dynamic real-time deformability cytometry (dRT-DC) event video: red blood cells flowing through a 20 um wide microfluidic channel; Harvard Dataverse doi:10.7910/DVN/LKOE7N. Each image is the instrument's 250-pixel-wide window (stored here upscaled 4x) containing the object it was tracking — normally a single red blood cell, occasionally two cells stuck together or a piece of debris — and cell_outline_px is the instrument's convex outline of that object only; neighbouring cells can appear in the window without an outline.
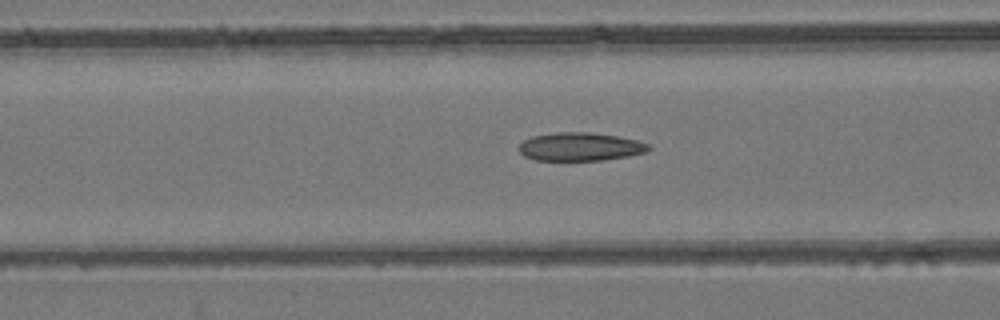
{"species": "common noctule bat (a hibernating species)", "species_latin": "Nyctalus noctula", "temperature_condition": "room temperature", "stored_images_in_passage": 42, "camera_frame_rate_fps": 3000, "um_per_image_px": 0.085, "animal": {"sex": "female", "body_mass_g": 24.6, "forearm_length_mm": 56.2}, "frame": {"image": 1, "passage_image": 13, "time_ms": 4.0, "image_size_px": [1000, 320], "cell_outline_px": [[652, 148], [648, 152], [628, 156], [604, 160], [536, 160], [524, 156], [516, 148], [524, 140], [532, 136], [556, 132], [588, 132], [616, 136], [636, 140], [648, 144]], "centroid_in_image_um": [49.31, 12.47], "position_along_channel_um": 117.3, "area_um2": 21.44}}
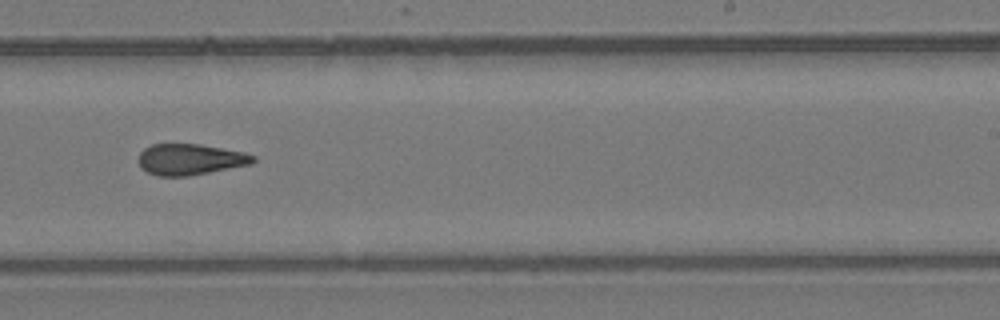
{"frame": {"image": 2, "passage_image": 25, "time_ms": 8.0, "image_size_px": [1000, 320], "cell_outline_px": [[256, 160], [252, 164], [188, 176], [156, 176], [140, 168], [140, 152], [144, 148], [152, 144], [200, 144], [244, 152], [256, 156]], "centroid_in_image_um": [16.18, 13.55], "position_along_channel_um": 272.8, "area_um2": 20.75}}
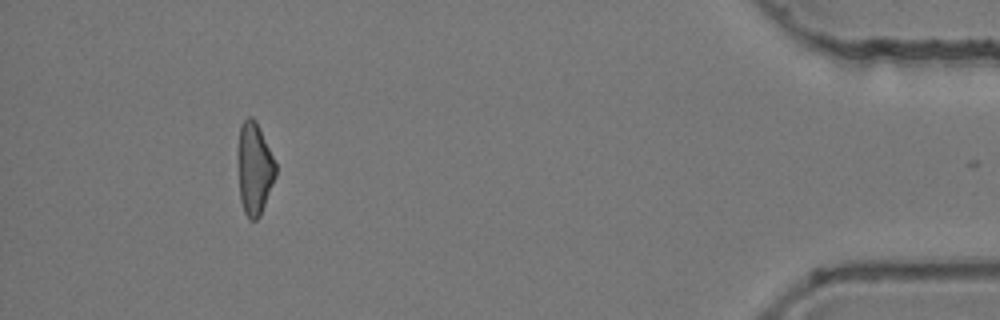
{"frame": {"image": 3, "passage_image": 41, "time_ms": 13.333, "image_size_px": [1000, 320], "cell_outline_px": [[276, 176], [260, 216], [256, 220], [248, 220], [244, 212], [240, 200], [240, 124], [248, 116], [252, 116], [256, 120], [276, 164]], "centroid_in_image_um": [21.66, 14.36], "position_along_channel_um": 413.5, "area_um2": 19.65}}